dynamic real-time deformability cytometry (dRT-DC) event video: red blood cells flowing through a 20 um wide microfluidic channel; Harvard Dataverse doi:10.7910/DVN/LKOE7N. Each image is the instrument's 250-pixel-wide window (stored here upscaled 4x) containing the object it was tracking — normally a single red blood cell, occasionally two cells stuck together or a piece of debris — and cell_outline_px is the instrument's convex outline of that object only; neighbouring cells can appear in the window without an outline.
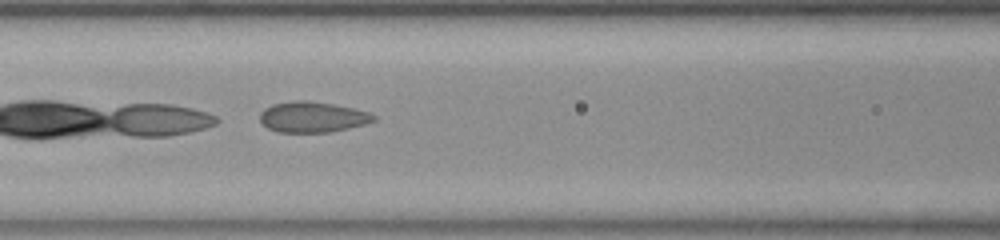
{"species": "common noctule bat (a hibernating species)", "species_latin": "Nyctalus noctula", "temperature_condition": "room temperature", "stored_images_in_passage": 33, "camera_frame_rate_fps": 3000, "um_per_image_px": 0.085, "animal": {"sex": "female", "body_mass_g": 23.0, "forearm_length_mm": 53.4}, "frame": {"image": 1, "passage_image": 6, "time_ms": 1.667, "image_size_px": [1000, 240], "cell_outline_px": [[376, 120], [364, 124], [348, 128], [328, 132], [276, 132], [268, 128], [260, 120], [260, 112], [264, 108], [272, 104], [296, 100], [304, 100], [332, 104], [352, 108], [368, 112], [376, 116]], "centroid_in_image_um": [26.53, 9.94], "position_along_channel_um": 140.1, "area_um2": 20.17}}
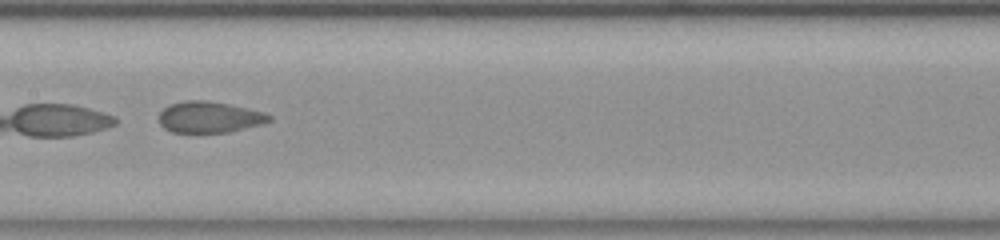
{"frame": {"image": 2, "passage_image": 10, "time_ms": 3.0, "image_size_px": [1000, 240], "cell_outline_px": [[272, 120], [264, 124], [228, 132], [172, 132], [164, 128], [160, 124], [160, 112], [168, 104], [184, 100], [208, 100], [248, 108], [264, 112], [272, 116]], "centroid_in_image_um": [17.82, 9.94], "position_along_channel_um": 189.6, "area_um2": 20.17}}